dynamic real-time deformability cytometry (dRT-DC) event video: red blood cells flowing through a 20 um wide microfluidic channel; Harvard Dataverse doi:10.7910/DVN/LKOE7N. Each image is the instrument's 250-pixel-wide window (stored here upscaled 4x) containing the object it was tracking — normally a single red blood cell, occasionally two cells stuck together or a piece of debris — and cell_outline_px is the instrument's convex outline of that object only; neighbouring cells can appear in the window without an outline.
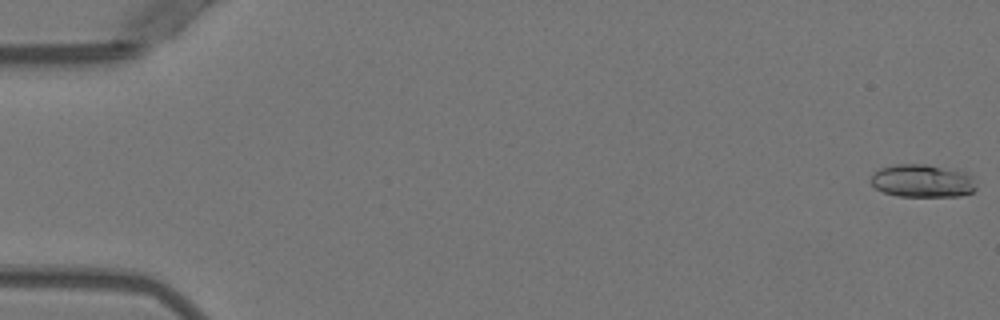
{"species": "Egyptian fruit bat (a non-hibernating species)", "species_latin": "Rousettus aegyptiacus", "temperature_condition": "warm", "stored_images_in_passage": 52, "camera_frame_rate_fps": 3000, "um_per_image_px": 0.085, "animal": {"sex": "female"}, "frame": {"image": 1, "passage_image": 1, "time_ms": 0.0, "image_size_px": [1000, 320], "cell_outline_px": [[976, 188], [972, 192], [960, 196], [896, 196], [884, 192], [876, 188], [872, 184], [872, 176], [880, 168], [896, 164], [924, 164], [964, 172], [972, 176]], "centroid_in_image_um": [78.41, 15.38], "position_along_channel_um": 6.6, "area_um2": 19.94}}
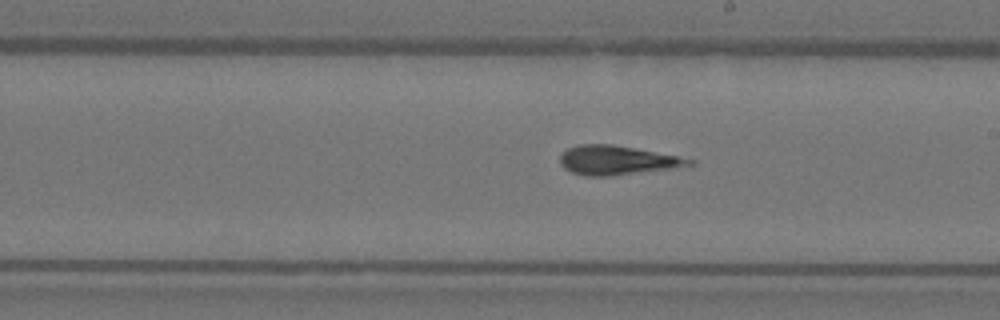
{"frame": {"image": 2, "passage_image": 30, "time_ms": 9.667, "image_size_px": [1000, 320], "cell_outline_px": [[696, 164], [672, 168], [612, 176], [584, 176], [572, 172], [564, 168], [560, 164], [560, 156], [568, 148], [580, 144], [612, 144], [676, 156], [696, 160]], "centroid_in_image_um": [52.43, 13.63], "position_along_channel_um": 236.6, "area_um2": 21.73}}
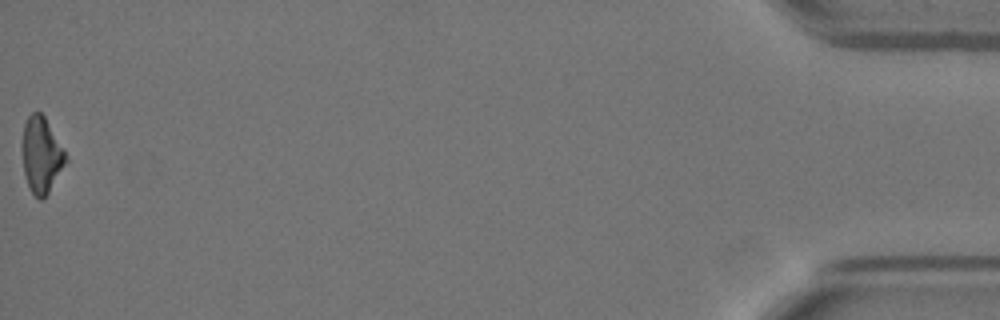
{"frame": {"image": 3, "passage_image": 52, "time_ms": 17.0, "image_size_px": [1000, 320], "cell_outline_px": [[68, 160], [48, 192], [40, 200], [32, 192], [28, 184], [24, 172], [20, 148], [20, 144], [24, 124], [28, 116], [32, 112], [40, 112], [44, 116], [64, 148], [68, 156]], "centroid_in_image_um": [3.5, 13.13], "position_along_channel_um": 431.7, "area_um2": 19.42}, "authors_computed_cell_mechanics": {"area_um2": 20.3456, "velocity_mm_per_s": 3.9637, "shape_relaxation_time_tau1_ms": null, "shape_relaxation_time_tau2_ms": 1.7149, "deformation_change_tau1": null, "deformation_change_tau2": 0.1126}}